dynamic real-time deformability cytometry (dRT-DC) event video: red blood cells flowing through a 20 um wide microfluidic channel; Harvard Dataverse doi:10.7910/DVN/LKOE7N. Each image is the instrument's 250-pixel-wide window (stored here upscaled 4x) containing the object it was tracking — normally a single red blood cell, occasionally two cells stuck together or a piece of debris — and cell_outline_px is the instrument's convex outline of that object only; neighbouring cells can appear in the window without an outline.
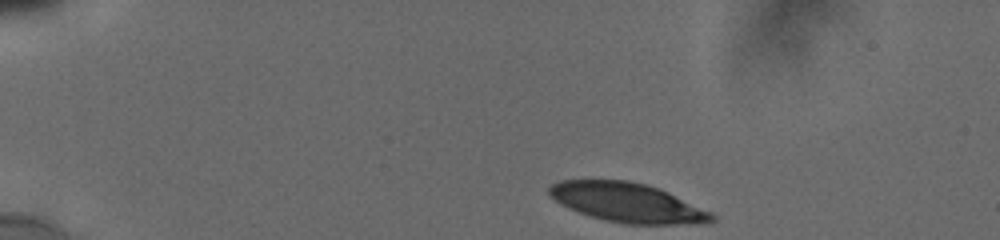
{"species": "human", "species_latin": "Homo sapiens", "temperature_condition": "cold", "stored_images_in_passage": 13, "camera_frame_rate_fps": 3000, "um_per_image_px": 0.085, "donor": {"sex": "male"}, "frame": {"image": 1, "passage_image": 1, "time_ms": 0.0, "image_size_px": [1000, 240], "cell_outline_px": [[716, 220], [708, 224], [624, 224], [604, 220], [568, 208], [560, 204], [548, 192], [548, 188], [552, 184], [560, 180], [628, 180], [644, 184], [656, 188], [712, 212], [716, 216]], "centroid_in_image_um": [53.35, 17.23], "position_along_channel_um": 31.7, "area_um2": 36.99}}
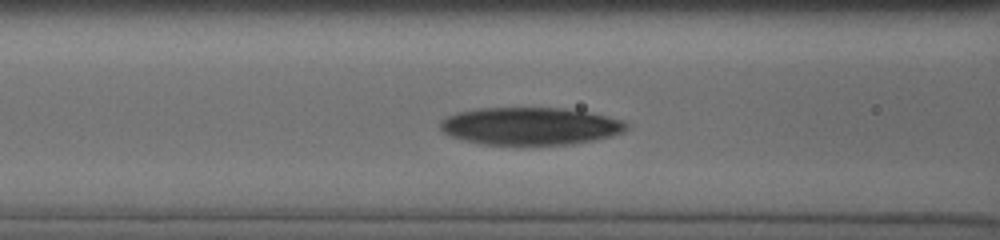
{"frame": {"image": 2, "passage_image": 12, "time_ms": 4.667, "image_size_px": [1000, 240], "cell_outline_px": [[628, 128], [624, 132], [612, 136], [596, 140], [572, 144], [480, 144], [464, 140], [452, 136], [444, 132], [440, 128], [440, 120], [456, 112], [476, 108], [560, 108], [584, 112], [624, 120], [628, 124]], "centroid_in_image_um": [45.06, 10.72], "position_along_channel_um": 121.5, "area_um2": 40.58}}